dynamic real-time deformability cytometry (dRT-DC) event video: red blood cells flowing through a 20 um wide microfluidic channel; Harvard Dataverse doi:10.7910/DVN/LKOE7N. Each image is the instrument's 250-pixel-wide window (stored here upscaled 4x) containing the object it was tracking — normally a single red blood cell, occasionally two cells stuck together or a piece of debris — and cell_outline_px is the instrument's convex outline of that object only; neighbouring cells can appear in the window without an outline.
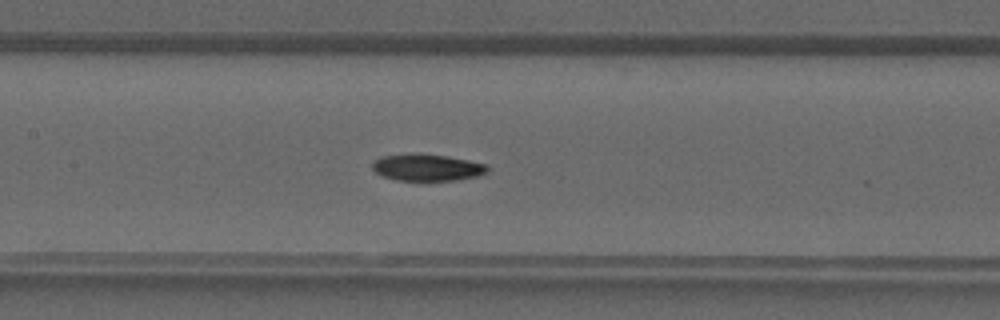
{"species": "common noctule bat (a hibernating species)", "species_latin": "Nyctalus noctula", "temperature_condition": "warm", "stored_images_in_passage": 20, "camera_frame_rate_fps": 3000, "um_per_image_px": 0.085, "animal": {"sex": "male", "forearm_length_mm": 52.5}, "frame": {"image": 1, "passage_image": 11, "time_ms": 3.333, "image_size_px": [1000, 320], "cell_outline_px": [[488, 172], [480, 176], [456, 180], [424, 184], [420, 184], [396, 180], [380, 176], [372, 168], [372, 160], [384, 156], [416, 152], [444, 156], [468, 160], [488, 164]], "centroid_in_image_um": [36.28, 14.29], "position_along_channel_um": 171.1, "area_um2": 19.13}}
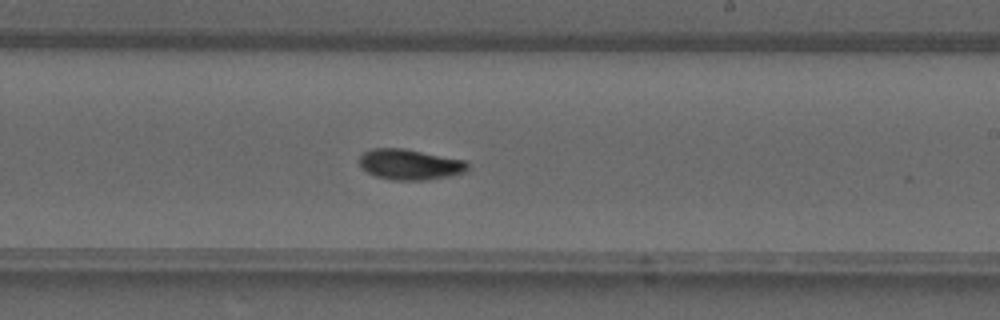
{"frame": {"image": 2, "passage_image": 16, "time_ms": 5.0, "image_size_px": [1000, 320], "cell_outline_px": [[468, 172], [452, 176], [428, 180], [392, 180], [376, 176], [360, 168], [360, 156], [364, 152], [372, 148], [404, 148], [464, 160], [468, 164]], "centroid_in_image_um": [34.86, 13.99], "position_along_channel_um": 254.1, "area_um2": 19.48}}
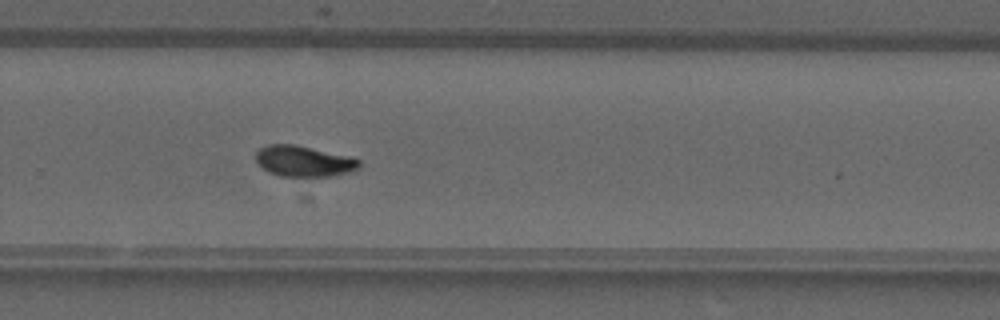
{"frame": {"image": 3, "passage_image": 19, "time_ms": 6.0, "image_size_px": [1000, 320], "cell_outline_px": [[360, 168], [348, 172], [332, 176], [280, 176], [268, 172], [256, 164], [256, 152], [260, 148], [268, 144], [292, 144], [352, 156], [360, 160]], "centroid_in_image_um": [25.81, 13.7], "position_along_channel_um": 304.0, "area_um2": 18.73}}